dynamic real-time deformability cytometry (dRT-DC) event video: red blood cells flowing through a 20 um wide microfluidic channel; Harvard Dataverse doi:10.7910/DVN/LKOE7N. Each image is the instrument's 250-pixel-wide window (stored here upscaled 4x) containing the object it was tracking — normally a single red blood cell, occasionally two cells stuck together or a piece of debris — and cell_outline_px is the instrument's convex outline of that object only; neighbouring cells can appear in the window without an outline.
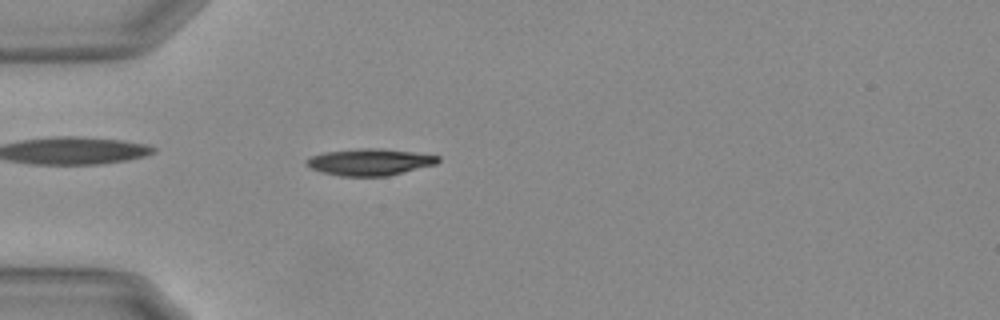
{"species": "Egyptian fruit bat (a non-hibernating species)", "species_latin": "Rousettus aegyptiacus", "temperature_condition": "warm", "stored_images_in_passage": 55, "camera_frame_rate_fps": 3000, "um_per_image_px": 0.085, "animal": {"sex": "female"}, "frame": {"image": 1, "passage_image": 16, "time_ms": 5.0, "image_size_px": [1000, 320], "cell_outline_px": [[440, 160], [436, 164], [388, 176], [340, 176], [320, 172], [308, 168], [304, 164], [304, 160], [312, 156], [324, 152], [360, 148], [376, 148], [412, 152], [440, 156]], "centroid_in_image_um": [31.37, 13.78], "position_along_channel_um": 53.6, "area_um2": 20.58}}
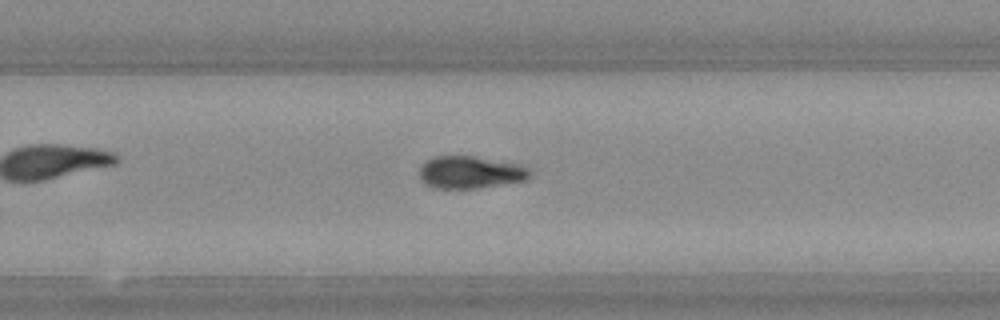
{"frame": {"image": 2, "passage_image": 36, "time_ms": 11.667, "image_size_px": [1000, 320], "cell_outline_px": [[532, 172], [528, 180], [476, 188], [436, 188], [428, 184], [420, 176], [420, 168], [424, 160], [436, 156], [472, 156], [520, 164], [528, 168]], "centroid_in_image_um": [40.01, 14.63], "position_along_channel_um": 289.8, "area_um2": 20.69}}
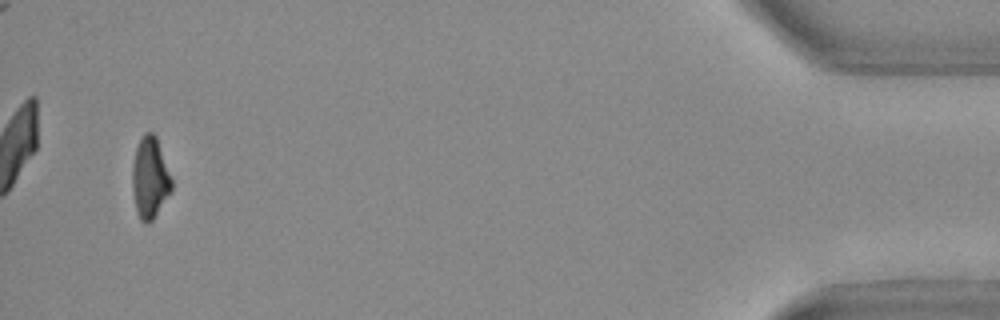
{"frame": {"image": 3, "passage_image": 53, "time_ms": 17.333, "image_size_px": [1000, 320], "cell_outline_px": [[172, 192], [152, 220], [144, 224], [140, 220], [136, 212], [132, 188], [132, 164], [136, 148], [144, 132], [152, 132], [156, 136], [172, 180]], "centroid_in_image_um": [12.74, 15.14], "position_along_channel_um": 422.5, "area_um2": 18.67}, "authors_computed_cell_mechanics": {"area_um2": 20.0566, "velocity_mm_per_s": 3.7113, "shape_relaxation_time_tau1_ms": 3.826, "shape_relaxation_time_tau2_ms": null, "deformation_change_tau1": 0.1674, "deformation_change_tau2": null}}